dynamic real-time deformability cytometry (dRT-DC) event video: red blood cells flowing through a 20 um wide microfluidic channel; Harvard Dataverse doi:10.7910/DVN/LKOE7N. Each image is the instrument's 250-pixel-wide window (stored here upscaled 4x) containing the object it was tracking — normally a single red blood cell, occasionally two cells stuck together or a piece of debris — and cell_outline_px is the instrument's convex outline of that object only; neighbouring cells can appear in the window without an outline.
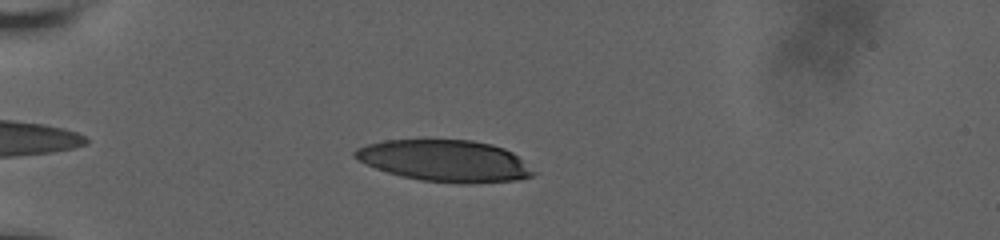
{"species": "human", "species_latin": "Homo sapiens", "temperature_condition": "room temperature", "stored_images_in_passage": 11, "camera_frame_rate_fps": 3000, "um_per_image_px": 0.085, "donor": {"sex": "male"}, "frame": {"image": 1, "passage_image": 4, "time_ms": 1.0, "image_size_px": [1000, 240], "cell_outline_px": [[540, 172], [532, 176], [516, 180], [472, 184], [460, 184], [420, 180], [388, 172], [376, 168], [352, 156], [352, 152], [356, 148], [368, 144], [384, 140], [472, 140], [492, 144], [504, 148], [512, 152]], "centroid_in_image_um": [37.89, 13.67], "position_along_channel_um": 47.1, "area_um2": 43.52}}
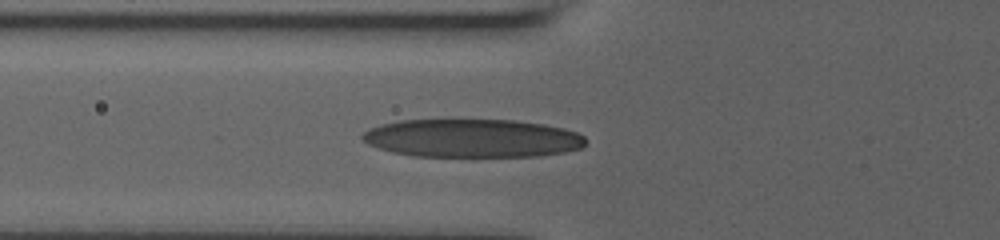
{"frame": {"image": 2, "passage_image": 8, "time_ms": 2.333, "image_size_px": [1000, 240], "cell_outline_px": [[588, 140], [580, 148], [564, 152], [540, 156], [412, 156], [392, 152], [368, 144], [360, 136], [368, 128], [400, 120], [516, 120], [544, 124], [564, 128], [576, 132], [584, 136]], "centroid_in_image_um": [40.16, 11.75], "position_along_channel_um": 85.6, "area_um2": 49.88}}
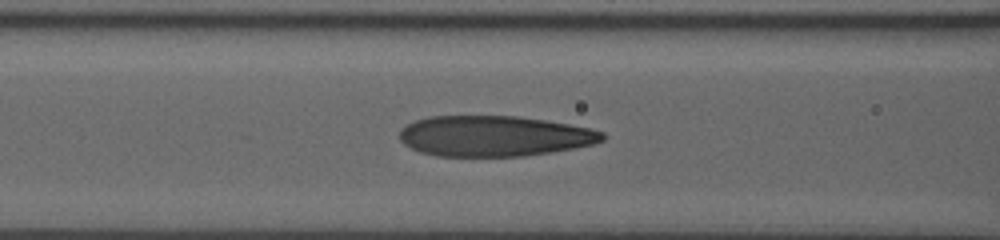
{"frame": {"image": 3, "passage_image": 10, "time_ms": 3.0, "image_size_px": [1000, 240], "cell_outline_px": [[604, 140], [592, 144], [552, 152], [524, 156], [436, 156], [420, 152], [404, 144], [400, 140], [400, 132], [408, 124], [416, 120], [428, 116], [516, 116], [544, 120], [592, 128], [604, 132]], "centroid_in_image_um": [42.01, 11.56], "position_along_channel_um": 124.6, "area_um2": 47.86}}